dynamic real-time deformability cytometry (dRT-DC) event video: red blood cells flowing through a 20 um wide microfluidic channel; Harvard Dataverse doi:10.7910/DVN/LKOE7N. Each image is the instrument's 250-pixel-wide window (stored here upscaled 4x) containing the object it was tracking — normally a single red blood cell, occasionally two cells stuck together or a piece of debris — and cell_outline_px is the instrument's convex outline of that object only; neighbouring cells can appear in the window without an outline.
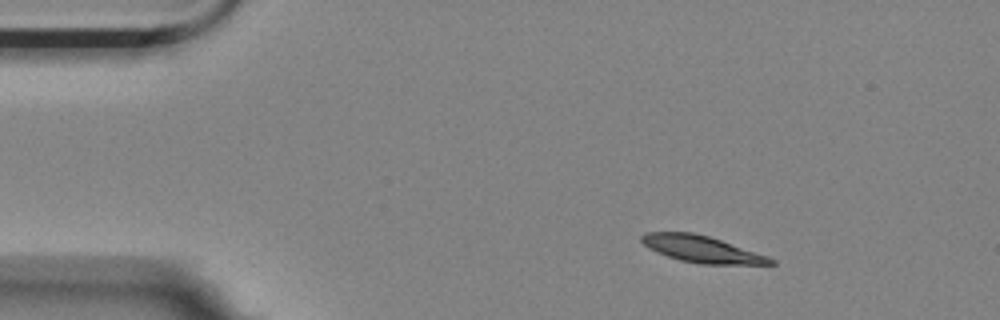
{"species": "Egyptian fruit bat (a non-hibernating species)", "species_latin": "Rousettus aegyptiacus", "temperature_condition": "room temperature", "stored_images_in_passage": 50, "camera_frame_rate_fps": 3000, "um_per_image_px": 0.085, "animal": {"sex": "female"}, "frame": {"image": 1, "passage_image": 1, "time_ms": 0.0, "image_size_px": [1000, 320], "cell_outline_px": [[776, 264], [700, 264], [680, 260], [656, 252], [648, 248], [640, 240], [640, 236], [644, 232], [692, 232], [708, 236], [768, 256], [776, 260]], "centroid_in_image_um": [59.62, 21.17], "position_along_channel_um": 25.4, "area_um2": 19.94}}
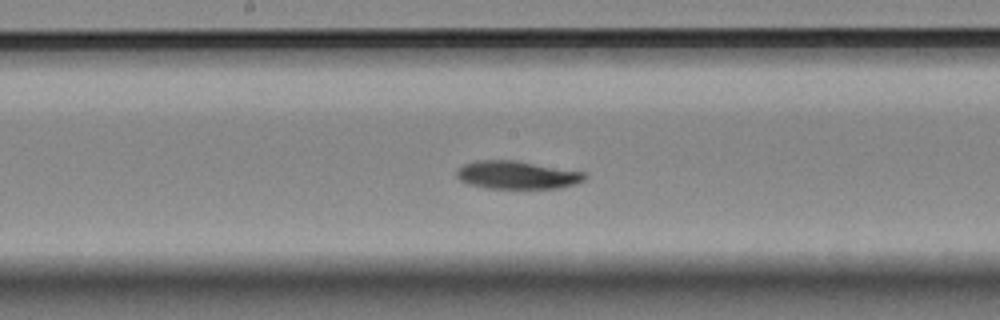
{"frame": {"image": 2, "passage_image": 22, "time_ms": 7.0, "image_size_px": [1000, 320], "cell_outline_px": [[588, 176], [584, 180], [576, 184], [560, 188], [484, 188], [468, 184], [460, 180], [456, 176], [456, 172], [464, 164], [476, 160], [516, 160], [584, 172]], "centroid_in_image_um": [43.95, 14.87], "position_along_channel_um": 204.2, "area_um2": 20.98}}
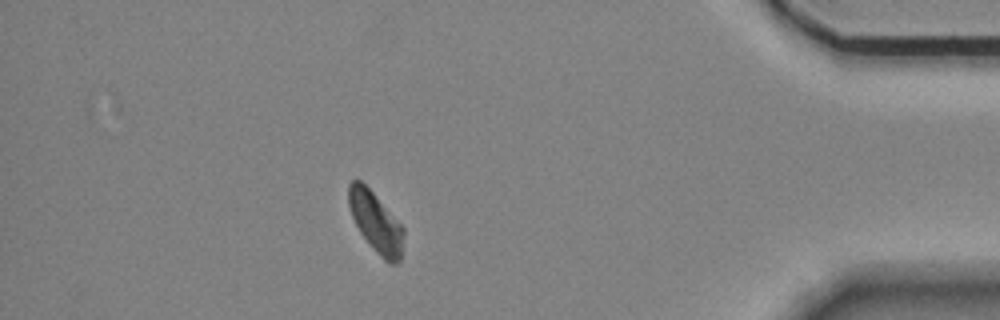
{"frame": {"image": 3, "passage_image": 43, "time_ms": 14.0, "image_size_px": [1000, 320], "cell_outline_px": [[404, 236], [400, 260], [396, 264], [388, 264], [376, 252], [360, 232], [352, 216], [348, 204], [348, 184], [352, 180], [360, 180], [372, 192], [404, 228]], "centroid_in_image_um": [31.94, 18.91], "position_along_channel_um": 403.3, "area_um2": 19.02}, "authors_computed_cell_mechanics": {"area_um2": 20.8658, "velocity_mm_per_s": 3.4644, "shape_relaxation_time_tau1_ms": 3.5205, "shape_relaxation_time_tau2_ms": null, "deformation_change_tau1": 0.1212, "deformation_change_tau2": null}}